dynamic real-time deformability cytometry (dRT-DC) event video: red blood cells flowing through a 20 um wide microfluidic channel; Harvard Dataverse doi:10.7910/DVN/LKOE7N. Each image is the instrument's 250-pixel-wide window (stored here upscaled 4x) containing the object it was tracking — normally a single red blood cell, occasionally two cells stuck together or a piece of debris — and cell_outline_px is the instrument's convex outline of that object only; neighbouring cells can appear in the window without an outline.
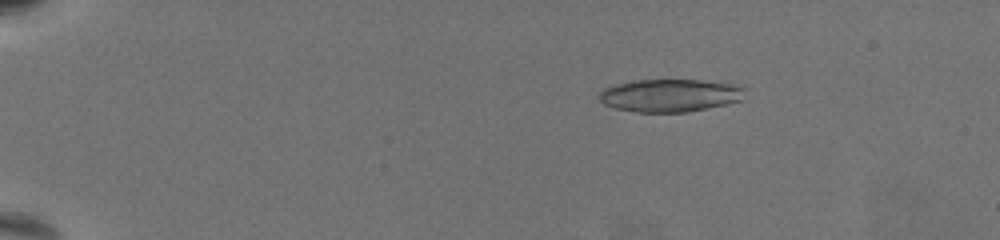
{"species": "common noctule bat (a hibernating species)", "species_latin": "Nyctalus noctula", "temperature_condition": "warm", "stored_images_in_passage": 29, "camera_frame_rate_fps": 3000, "um_per_image_px": 0.085, "animal": {"sex": "female", "body_mass_g": 19.5, "forearm_length_mm": 54.1}, "frame": {"image": 1, "passage_image": 14, "time_ms": 4.333, "image_size_px": [1000, 240], "cell_outline_px": [[744, 100], [708, 108], [688, 112], [636, 112], [616, 108], [604, 104], [596, 96], [604, 88], [616, 84], [632, 80], [700, 80], [740, 84], [744, 88]], "centroid_in_image_um": [56.98, 8.1], "position_along_channel_um": 28.0, "area_um2": 28.15}}
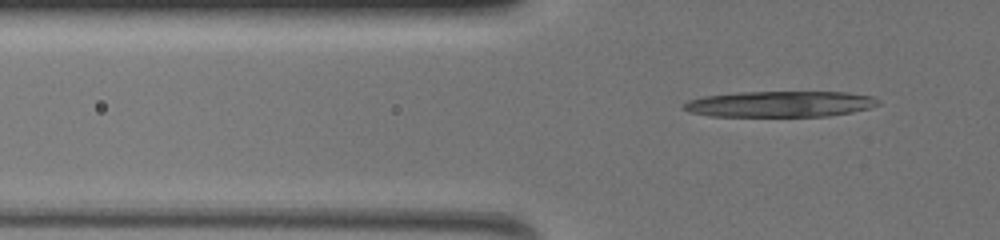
{"frame": {"image": 2, "passage_image": 26, "time_ms": 8.333, "image_size_px": [1000, 240], "cell_outline_px": [[880, 104], [868, 108], [852, 112], [828, 116], [708, 116], [688, 112], [680, 108], [688, 100], [704, 96], [740, 92], [848, 92], [872, 96], [880, 100]], "centroid_in_image_um": [66.28, 8.84], "position_along_channel_um": 59.5, "area_um2": 29.54}}